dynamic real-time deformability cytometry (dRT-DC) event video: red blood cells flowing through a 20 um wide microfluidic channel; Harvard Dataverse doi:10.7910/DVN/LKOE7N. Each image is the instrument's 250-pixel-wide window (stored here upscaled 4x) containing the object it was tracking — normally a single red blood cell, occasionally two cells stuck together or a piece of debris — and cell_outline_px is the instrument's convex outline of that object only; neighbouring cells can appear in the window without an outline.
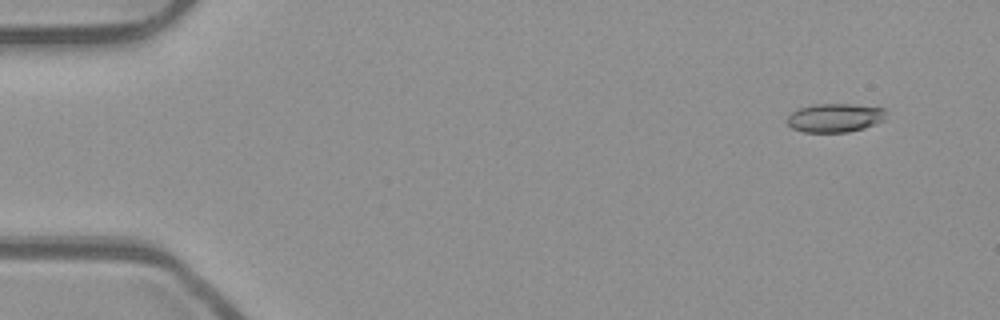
{"species": "common noctule bat (a hibernating species)", "species_latin": "Nyctalus noctula", "temperature_condition": "room temperature", "stored_images_in_passage": 53, "camera_frame_rate_fps": 3000, "um_per_image_px": 0.085, "animal": {"sex": "male", "body_mass_g": 23.1, "forearm_length_mm": 52.7}, "frame": {"image": 1, "passage_image": 5, "time_ms": 1.333, "image_size_px": [1000, 320], "cell_outline_px": [[884, 120], [876, 124], [864, 128], [848, 132], [804, 132], [792, 128], [788, 124], [788, 116], [792, 112], [800, 108], [816, 104], [852, 104], [884, 108]], "centroid_in_image_um": [70.97, 10.02], "position_along_channel_um": 14.0, "area_um2": 16.42}}
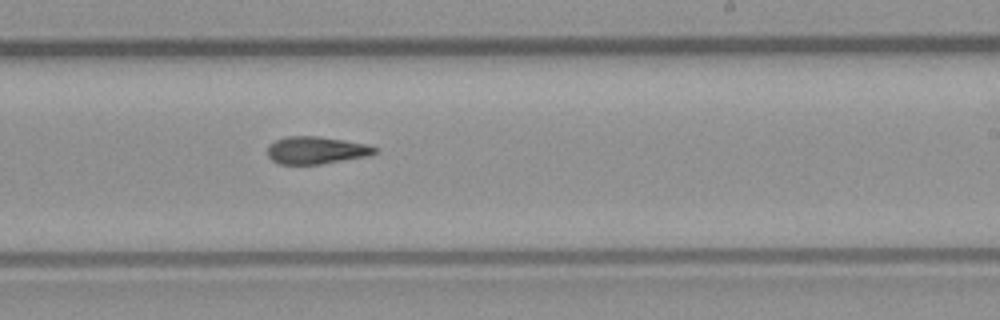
{"frame": {"image": 2, "passage_image": 33, "time_ms": 10.667, "image_size_px": [1000, 320], "cell_outline_px": [[380, 148], [376, 152], [368, 156], [320, 164], [280, 164], [272, 160], [268, 156], [268, 144], [284, 136], [320, 136], [368, 144]], "centroid_in_image_um": [26.89, 12.76], "position_along_channel_um": 262.1, "area_um2": 17.28}}
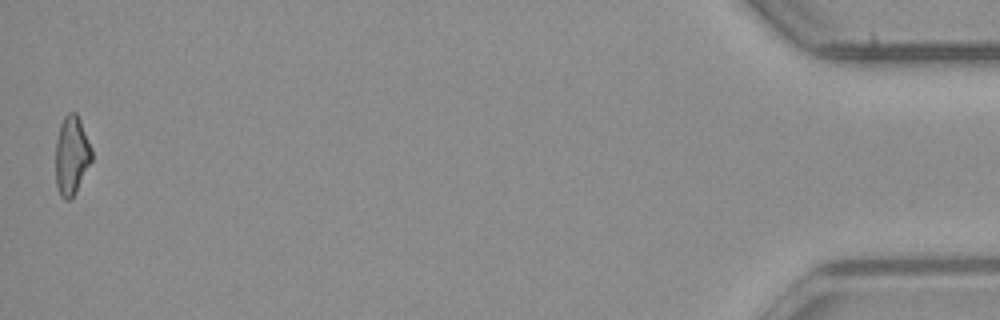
{"frame": {"image": 3, "passage_image": 53, "time_ms": 17.333, "image_size_px": [1000, 320], "cell_outline_px": [[92, 160], [76, 192], [68, 200], [64, 200], [60, 196], [56, 184], [56, 140], [60, 124], [64, 116], [68, 112], [76, 112], [80, 120], [92, 148]], "centroid_in_image_um": [6.08, 13.2], "position_along_channel_um": 429.1, "area_um2": 16.65}, "authors_computed_cell_mechanics": {"area_um2": 17.1088, "velocity_mm_per_s": 3.9847, "shape_relaxation_time_tau1_ms": null, "shape_relaxation_time_tau2_ms": 5.1953, "deformation_change_tau1": null, "deformation_change_tau2": 0.1497}}